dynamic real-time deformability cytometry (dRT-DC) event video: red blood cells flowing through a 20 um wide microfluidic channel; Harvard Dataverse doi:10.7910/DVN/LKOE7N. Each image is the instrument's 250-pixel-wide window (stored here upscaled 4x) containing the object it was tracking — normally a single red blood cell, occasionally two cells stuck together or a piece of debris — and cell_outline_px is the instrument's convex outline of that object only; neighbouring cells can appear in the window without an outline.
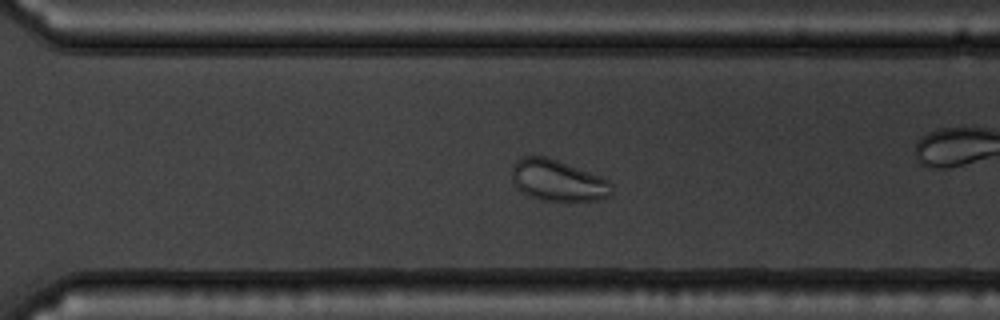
{"species": "common noctule bat (a hibernating species)", "species_latin": "Nyctalus noctula", "temperature_condition": "warm", "stored_images_in_passage": 40, "camera_frame_rate_fps": 3000, "um_per_image_px": 0.085, "animal": {"sex": "male", "body_mass_g": 19.5, "forearm_length_mm": 54.6}, "frame": {"image": 1, "passage_image": 23, "time_ms": 7.333, "image_size_px": [1000, 320], "cell_outline_px": [[612, 196], [596, 200], [540, 200], [528, 196], [520, 192], [512, 184], [512, 164], [520, 156], [548, 156], [600, 176], [608, 180], [612, 188]], "centroid_in_image_um": [47.35, 15.33], "position_along_channel_um": 323.2, "area_um2": 24.28}}